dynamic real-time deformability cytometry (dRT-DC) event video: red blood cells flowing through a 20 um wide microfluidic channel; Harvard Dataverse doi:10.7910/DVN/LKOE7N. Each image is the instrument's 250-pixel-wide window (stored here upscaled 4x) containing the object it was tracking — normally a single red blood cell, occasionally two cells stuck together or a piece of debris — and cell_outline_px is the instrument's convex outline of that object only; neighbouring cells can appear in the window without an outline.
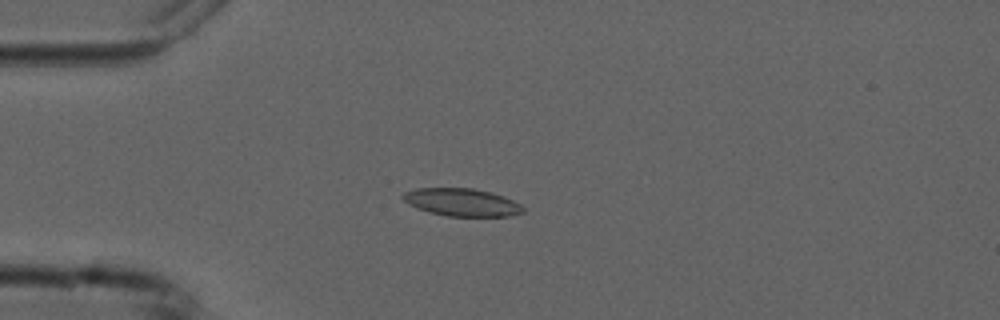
{"species": "common noctule bat (a hibernating species)", "species_latin": "Nyctalus noctula", "temperature_condition": "cold", "stored_images_in_passage": 5, "camera_frame_rate_fps": 3000, "um_per_image_px": 0.085, "animal": {"sex": "male", "forearm_length_mm": 52.5}, "frame": {"image": 1, "passage_image": 4, "time_ms": 3.667, "image_size_px": [1000, 320], "cell_outline_px": [[524, 212], [508, 216], [448, 216], [428, 212], [416, 208], [408, 204], [400, 196], [404, 192], [416, 188], [472, 188], [488, 192], [512, 200], [520, 204], [524, 208]], "centroid_in_image_um": [39.2, 17.2], "position_along_channel_um": 45.8, "area_um2": 19.25}}